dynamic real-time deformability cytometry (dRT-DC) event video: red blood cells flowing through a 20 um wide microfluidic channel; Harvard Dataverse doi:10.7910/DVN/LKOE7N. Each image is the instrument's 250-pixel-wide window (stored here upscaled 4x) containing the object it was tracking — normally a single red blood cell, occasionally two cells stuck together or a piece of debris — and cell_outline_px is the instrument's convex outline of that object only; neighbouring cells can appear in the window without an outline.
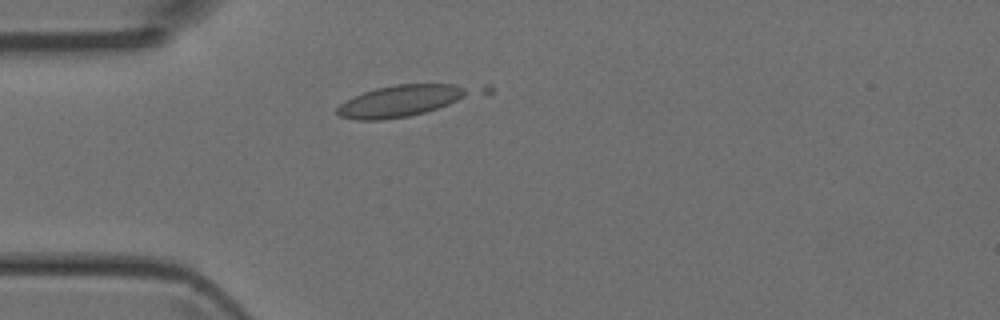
{"species": "Egyptian fruit bat (a non-hibernating species)", "species_latin": "Rousettus aegyptiacus", "temperature_condition": "room temperature", "stored_images_in_passage": 1, "camera_frame_rate_fps": 3000, "um_per_image_px": 0.085, "animal": {"sex": "female"}, "frame": {"image": 1, "passage_image": 1, "time_ms": 0.0, "image_size_px": [1000, 320], "cell_outline_px": [[496, 88], [488, 96], [408, 116], [380, 120], [356, 120], [340, 116], [336, 112], [336, 108], [344, 100], [352, 96], [376, 88], [396, 84], [492, 84]], "centroid_in_image_um": [34.74, 8.5], "position_along_channel_um": 50.3, "area_um2": 27.4}}